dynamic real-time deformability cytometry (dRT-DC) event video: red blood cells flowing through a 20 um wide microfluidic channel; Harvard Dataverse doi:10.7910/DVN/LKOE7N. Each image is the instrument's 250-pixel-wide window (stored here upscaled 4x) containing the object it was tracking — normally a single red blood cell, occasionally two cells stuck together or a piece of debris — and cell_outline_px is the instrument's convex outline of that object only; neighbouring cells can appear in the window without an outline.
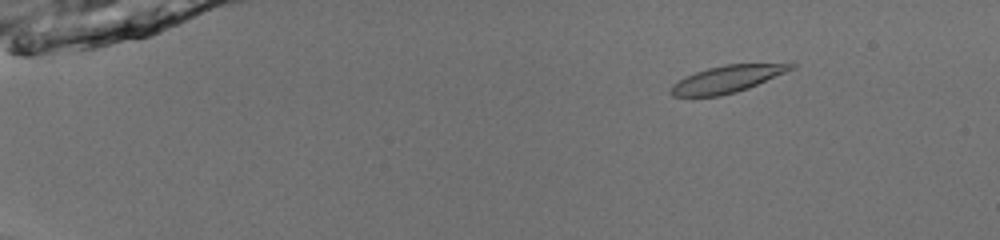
{"species": "common noctule bat (a hibernating species)", "species_latin": "Nyctalus noctula", "temperature_condition": "room temperature", "stored_images_in_passage": 53, "camera_frame_rate_fps": 3000, "um_per_image_px": 0.085, "animal": {"sex": "male", "body_mass_g": 13.0, "forearm_length_mm": 53.1}, "frame": {"image": 1, "passage_image": 9, "time_ms": 2.667, "image_size_px": [1000, 240], "cell_outline_px": [[796, 68], [748, 88], [736, 92], [720, 96], [672, 96], [668, 92], [672, 84], [684, 76], [708, 68], [724, 64], [796, 64]], "centroid_in_image_um": [61.75, 6.73], "position_along_channel_um": 23.2, "area_um2": 18.84}}
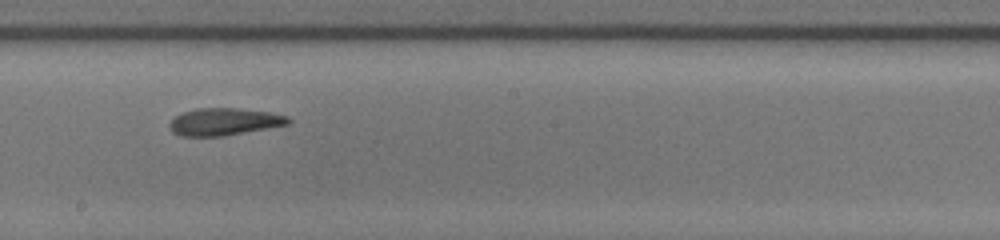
{"frame": {"image": 2, "passage_image": 33, "time_ms": 10.667, "image_size_px": [1000, 240], "cell_outline_px": [[292, 120], [288, 124], [268, 128], [224, 136], [180, 136], [172, 132], [168, 124], [176, 116], [184, 112], [196, 108], [236, 108], [272, 112], [288, 116]], "centroid_in_image_um": [19.07, 10.34], "position_along_channel_um": 229.1, "area_um2": 18.9}}
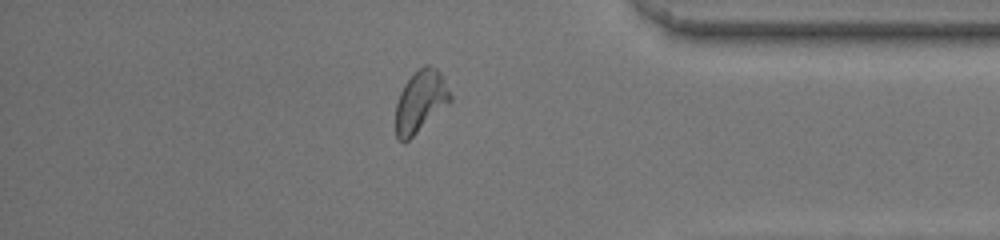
{"frame": {"image": 3, "passage_image": 47, "time_ms": 15.333, "image_size_px": [1000, 240], "cell_outline_px": [[452, 100], [448, 104], [404, 144], [396, 136], [396, 104], [400, 92], [404, 84], [424, 64], [428, 64], [436, 68], [440, 72], [452, 96]], "centroid_in_image_um": [35.74, 8.62], "position_along_channel_um": 399.5, "area_um2": 19.42}, "authors_computed_cell_mechanics": {"area_um2": 19.5364, "velocity_mm_per_s": 3.9807, "shape_relaxation_time_tau1_ms": 3.9388, "shape_relaxation_time_tau2_ms": 2.7272, "deformation_change_tau1": 0.1505, "deformation_change_tau2": 0.1114}}